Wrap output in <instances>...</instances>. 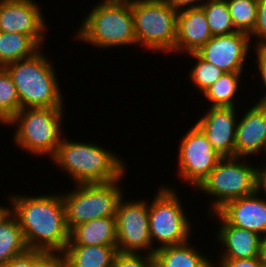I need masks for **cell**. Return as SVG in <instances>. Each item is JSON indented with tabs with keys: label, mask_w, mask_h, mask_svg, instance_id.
Listing matches in <instances>:
<instances>
[{
	"label": "cell",
	"mask_w": 266,
	"mask_h": 267,
	"mask_svg": "<svg viewBox=\"0 0 266 267\" xmlns=\"http://www.w3.org/2000/svg\"><path fill=\"white\" fill-rule=\"evenodd\" d=\"M10 212L22 229L29 250L63 252L69 242L65 209L60 195L11 194Z\"/></svg>",
	"instance_id": "1"
},
{
	"label": "cell",
	"mask_w": 266,
	"mask_h": 267,
	"mask_svg": "<svg viewBox=\"0 0 266 267\" xmlns=\"http://www.w3.org/2000/svg\"><path fill=\"white\" fill-rule=\"evenodd\" d=\"M65 136L51 159L70 175L74 184L108 183L126 174V162L122 156L118 157L120 155L93 142L71 141Z\"/></svg>",
	"instance_id": "2"
},
{
	"label": "cell",
	"mask_w": 266,
	"mask_h": 267,
	"mask_svg": "<svg viewBox=\"0 0 266 267\" xmlns=\"http://www.w3.org/2000/svg\"><path fill=\"white\" fill-rule=\"evenodd\" d=\"M42 50L34 56L8 64L21 108H64L56 69Z\"/></svg>",
	"instance_id": "3"
},
{
	"label": "cell",
	"mask_w": 266,
	"mask_h": 267,
	"mask_svg": "<svg viewBox=\"0 0 266 267\" xmlns=\"http://www.w3.org/2000/svg\"><path fill=\"white\" fill-rule=\"evenodd\" d=\"M75 38L98 49L137 45L131 0H103L82 19Z\"/></svg>",
	"instance_id": "4"
},
{
	"label": "cell",
	"mask_w": 266,
	"mask_h": 267,
	"mask_svg": "<svg viewBox=\"0 0 266 267\" xmlns=\"http://www.w3.org/2000/svg\"><path fill=\"white\" fill-rule=\"evenodd\" d=\"M64 108H21L6 124L16 125L14 143L34 156L52 158L60 145Z\"/></svg>",
	"instance_id": "5"
},
{
	"label": "cell",
	"mask_w": 266,
	"mask_h": 267,
	"mask_svg": "<svg viewBox=\"0 0 266 267\" xmlns=\"http://www.w3.org/2000/svg\"><path fill=\"white\" fill-rule=\"evenodd\" d=\"M131 12L138 45L156 53L174 50L177 10L165 0H131Z\"/></svg>",
	"instance_id": "6"
},
{
	"label": "cell",
	"mask_w": 266,
	"mask_h": 267,
	"mask_svg": "<svg viewBox=\"0 0 266 267\" xmlns=\"http://www.w3.org/2000/svg\"><path fill=\"white\" fill-rule=\"evenodd\" d=\"M123 177L108 183L75 184L73 190L61 193L68 230L92 219L116 216L118 203L124 196L120 186Z\"/></svg>",
	"instance_id": "7"
},
{
	"label": "cell",
	"mask_w": 266,
	"mask_h": 267,
	"mask_svg": "<svg viewBox=\"0 0 266 267\" xmlns=\"http://www.w3.org/2000/svg\"><path fill=\"white\" fill-rule=\"evenodd\" d=\"M241 159L242 157L222 158L196 188L215 197L207 215L217 212L229 201L257 191V167L247 164L245 158Z\"/></svg>",
	"instance_id": "8"
},
{
	"label": "cell",
	"mask_w": 266,
	"mask_h": 267,
	"mask_svg": "<svg viewBox=\"0 0 266 267\" xmlns=\"http://www.w3.org/2000/svg\"><path fill=\"white\" fill-rule=\"evenodd\" d=\"M162 186L152 202L149 200V234L155 249L185 243L190 240L193 230L177 190ZM156 241L159 245L155 244Z\"/></svg>",
	"instance_id": "9"
},
{
	"label": "cell",
	"mask_w": 266,
	"mask_h": 267,
	"mask_svg": "<svg viewBox=\"0 0 266 267\" xmlns=\"http://www.w3.org/2000/svg\"><path fill=\"white\" fill-rule=\"evenodd\" d=\"M148 214L149 201L147 199L135 201L124 200L123 197L120 199L115 216L119 252L143 253L146 251V254H154L156 249L152 246L149 234Z\"/></svg>",
	"instance_id": "10"
},
{
	"label": "cell",
	"mask_w": 266,
	"mask_h": 267,
	"mask_svg": "<svg viewBox=\"0 0 266 267\" xmlns=\"http://www.w3.org/2000/svg\"><path fill=\"white\" fill-rule=\"evenodd\" d=\"M177 173L186 184L197 188L222 159L205 133L194 124L180 139Z\"/></svg>",
	"instance_id": "11"
},
{
	"label": "cell",
	"mask_w": 266,
	"mask_h": 267,
	"mask_svg": "<svg viewBox=\"0 0 266 267\" xmlns=\"http://www.w3.org/2000/svg\"><path fill=\"white\" fill-rule=\"evenodd\" d=\"M252 41L249 34L240 31L212 36L196 53L224 73H243Z\"/></svg>",
	"instance_id": "12"
},
{
	"label": "cell",
	"mask_w": 266,
	"mask_h": 267,
	"mask_svg": "<svg viewBox=\"0 0 266 267\" xmlns=\"http://www.w3.org/2000/svg\"><path fill=\"white\" fill-rule=\"evenodd\" d=\"M37 5L33 0H0V31L22 33L42 45L48 28Z\"/></svg>",
	"instance_id": "13"
},
{
	"label": "cell",
	"mask_w": 266,
	"mask_h": 267,
	"mask_svg": "<svg viewBox=\"0 0 266 267\" xmlns=\"http://www.w3.org/2000/svg\"><path fill=\"white\" fill-rule=\"evenodd\" d=\"M236 107H209L207 113L196 121L214 150L222 158L235 157L237 127Z\"/></svg>",
	"instance_id": "14"
},
{
	"label": "cell",
	"mask_w": 266,
	"mask_h": 267,
	"mask_svg": "<svg viewBox=\"0 0 266 267\" xmlns=\"http://www.w3.org/2000/svg\"><path fill=\"white\" fill-rule=\"evenodd\" d=\"M255 193L227 202L217 213L230 225L266 235V197Z\"/></svg>",
	"instance_id": "15"
},
{
	"label": "cell",
	"mask_w": 266,
	"mask_h": 267,
	"mask_svg": "<svg viewBox=\"0 0 266 267\" xmlns=\"http://www.w3.org/2000/svg\"><path fill=\"white\" fill-rule=\"evenodd\" d=\"M246 110L237 122L235 157L266 153V103L257 102Z\"/></svg>",
	"instance_id": "16"
},
{
	"label": "cell",
	"mask_w": 266,
	"mask_h": 267,
	"mask_svg": "<svg viewBox=\"0 0 266 267\" xmlns=\"http://www.w3.org/2000/svg\"><path fill=\"white\" fill-rule=\"evenodd\" d=\"M212 38L206 15L201 7L178 11L176 41L171 53H195Z\"/></svg>",
	"instance_id": "17"
},
{
	"label": "cell",
	"mask_w": 266,
	"mask_h": 267,
	"mask_svg": "<svg viewBox=\"0 0 266 267\" xmlns=\"http://www.w3.org/2000/svg\"><path fill=\"white\" fill-rule=\"evenodd\" d=\"M217 216L220 227L215 240L221 243L224 252L219 254L220 259H250L258 257L261 236L252 231L241 229L228 224L217 212L208 216Z\"/></svg>",
	"instance_id": "18"
},
{
	"label": "cell",
	"mask_w": 266,
	"mask_h": 267,
	"mask_svg": "<svg viewBox=\"0 0 266 267\" xmlns=\"http://www.w3.org/2000/svg\"><path fill=\"white\" fill-rule=\"evenodd\" d=\"M67 245H117L116 218L102 217L76 225Z\"/></svg>",
	"instance_id": "19"
},
{
	"label": "cell",
	"mask_w": 266,
	"mask_h": 267,
	"mask_svg": "<svg viewBox=\"0 0 266 267\" xmlns=\"http://www.w3.org/2000/svg\"><path fill=\"white\" fill-rule=\"evenodd\" d=\"M117 245H66L63 254L69 267H113Z\"/></svg>",
	"instance_id": "20"
},
{
	"label": "cell",
	"mask_w": 266,
	"mask_h": 267,
	"mask_svg": "<svg viewBox=\"0 0 266 267\" xmlns=\"http://www.w3.org/2000/svg\"><path fill=\"white\" fill-rule=\"evenodd\" d=\"M154 257L162 267H214L212 260L191 246L190 241L157 248Z\"/></svg>",
	"instance_id": "21"
},
{
	"label": "cell",
	"mask_w": 266,
	"mask_h": 267,
	"mask_svg": "<svg viewBox=\"0 0 266 267\" xmlns=\"http://www.w3.org/2000/svg\"><path fill=\"white\" fill-rule=\"evenodd\" d=\"M28 250L22 229L9 211L0 220V267Z\"/></svg>",
	"instance_id": "22"
},
{
	"label": "cell",
	"mask_w": 266,
	"mask_h": 267,
	"mask_svg": "<svg viewBox=\"0 0 266 267\" xmlns=\"http://www.w3.org/2000/svg\"><path fill=\"white\" fill-rule=\"evenodd\" d=\"M40 50L41 45L33 37L0 31V67L34 56Z\"/></svg>",
	"instance_id": "23"
},
{
	"label": "cell",
	"mask_w": 266,
	"mask_h": 267,
	"mask_svg": "<svg viewBox=\"0 0 266 267\" xmlns=\"http://www.w3.org/2000/svg\"><path fill=\"white\" fill-rule=\"evenodd\" d=\"M241 78V73L226 72L202 95L211 102L210 107H236Z\"/></svg>",
	"instance_id": "24"
},
{
	"label": "cell",
	"mask_w": 266,
	"mask_h": 267,
	"mask_svg": "<svg viewBox=\"0 0 266 267\" xmlns=\"http://www.w3.org/2000/svg\"><path fill=\"white\" fill-rule=\"evenodd\" d=\"M200 7L206 15L212 36L237 32L226 0H206Z\"/></svg>",
	"instance_id": "25"
},
{
	"label": "cell",
	"mask_w": 266,
	"mask_h": 267,
	"mask_svg": "<svg viewBox=\"0 0 266 267\" xmlns=\"http://www.w3.org/2000/svg\"><path fill=\"white\" fill-rule=\"evenodd\" d=\"M20 109L16 86L8 71L0 67V123L5 125Z\"/></svg>",
	"instance_id": "26"
},
{
	"label": "cell",
	"mask_w": 266,
	"mask_h": 267,
	"mask_svg": "<svg viewBox=\"0 0 266 267\" xmlns=\"http://www.w3.org/2000/svg\"><path fill=\"white\" fill-rule=\"evenodd\" d=\"M237 31L250 34L257 21V0H226Z\"/></svg>",
	"instance_id": "27"
},
{
	"label": "cell",
	"mask_w": 266,
	"mask_h": 267,
	"mask_svg": "<svg viewBox=\"0 0 266 267\" xmlns=\"http://www.w3.org/2000/svg\"><path fill=\"white\" fill-rule=\"evenodd\" d=\"M191 57L197 59L191 71H189V78L194 84L199 93H204L212 84H214L224 72L214 64L203 60L196 52L190 53Z\"/></svg>",
	"instance_id": "28"
},
{
	"label": "cell",
	"mask_w": 266,
	"mask_h": 267,
	"mask_svg": "<svg viewBox=\"0 0 266 267\" xmlns=\"http://www.w3.org/2000/svg\"><path fill=\"white\" fill-rule=\"evenodd\" d=\"M117 252L113 267H152L154 254Z\"/></svg>",
	"instance_id": "29"
},
{
	"label": "cell",
	"mask_w": 266,
	"mask_h": 267,
	"mask_svg": "<svg viewBox=\"0 0 266 267\" xmlns=\"http://www.w3.org/2000/svg\"><path fill=\"white\" fill-rule=\"evenodd\" d=\"M249 37L250 40L252 37L258 38L256 46L266 45V0H257V21Z\"/></svg>",
	"instance_id": "30"
},
{
	"label": "cell",
	"mask_w": 266,
	"mask_h": 267,
	"mask_svg": "<svg viewBox=\"0 0 266 267\" xmlns=\"http://www.w3.org/2000/svg\"><path fill=\"white\" fill-rule=\"evenodd\" d=\"M35 267H69L63 252L36 251Z\"/></svg>",
	"instance_id": "31"
},
{
	"label": "cell",
	"mask_w": 266,
	"mask_h": 267,
	"mask_svg": "<svg viewBox=\"0 0 266 267\" xmlns=\"http://www.w3.org/2000/svg\"><path fill=\"white\" fill-rule=\"evenodd\" d=\"M255 50L256 51V63L259 73H260V79L262 80L261 84H263V86L265 87L264 89H266V45H259V46H255ZM265 93L262 97H260L261 99H259V103H266V90H264Z\"/></svg>",
	"instance_id": "32"
},
{
	"label": "cell",
	"mask_w": 266,
	"mask_h": 267,
	"mask_svg": "<svg viewBox=\"0 0 266 267\" xmlns=\"http://www.w3.org/2000/svg\"><path fill=\"white\" fill-rule=\"evenodd\" d=\"M36 251L28 250L26 253L12 258L9 262L1 267H35Z\"/></svg>",
	"instance_id": "33"
},
{
	"label": "cell",
	"mask_w": 266,
	"mask_h": 267,
	"mask_svg": "<svg viewBox=\"0 0 266 267\" xmlns=\"http://www.w3.org/2000/svg\"><path fill=\"white\" fill-rule=\"evenodd\" d=\"M219 267H262L258 257L250 259H219ZM214 264V267H218Z\"/></svg>",
	"instance_id": "34"
},
{
	"label": "cell",
	"mask_w": 266,
	"mask_h": 267,
	"mask_svg": "<svg viewBox=\"0 0 266 267\" xmlns=\"http://www.w3.org/2000/svg\"><path fill=\"white\" fill-rule=\"evenodd\" d=\"M175 10L180 11L187 8L200 7L206 0H165Z\"/></svg>",
	"instance_id": "35"
},
{
	"label": "cell",
	"mask_w": 266,
	"mask_h": 267,
	"mask_svg": "<svg viewBox=\"0 0 266 267\" xmlns=\"http://www.w3.org/2000/svg\"><path fill=\"white\" fill-rule=\"evenodd\" d=\"M257 191L266 197V163L257 168Z\"/></svg>",
	"instance_id": "36"
},
{
	"label": "cell",
	"mask_w": 266,
	"mask_h": 267,
	"mask_svg": "<svg viewBox=\"0 0 266 267\" xmlns=\"http://www.w3.org/2000/svg\"><path fill=\"white\" fill-rule=\"evenodd\" d=\"M258 258L262 267H266V235L261 238Z\"/></svg>",
	"instance_id": "37"
},
{
	"label": "cell",
	"mask_w": 266,
	"mask_h": 267,
	"mask_svg": "<svg viewBox=\"0 0 266 267\" xmlns=\"http://www.w3.org/2000/svg\"><path fill=\"white\" fill-rule=\"evenodd\" d=\"M10 211V206L8 207H3V205L2 206H0V220L8 213Z\"/></svg>",
	"instance_id": "38"
},
{
	"label": "cell",
	"mask_w": 266,
	"mask_h": 267,
	"mask_svg": "<svg viewBox=\"0 0 266 267\" xmlns=\"http://www.w3.org/2000/svg\"><path fill=\"white\" fill-rule=\"evenodd\" d=\"M152 267H162L159 263H157L156 261H154L152 263Z\"/></svg>",
	"instance_id": "39"
}]
</instances>
